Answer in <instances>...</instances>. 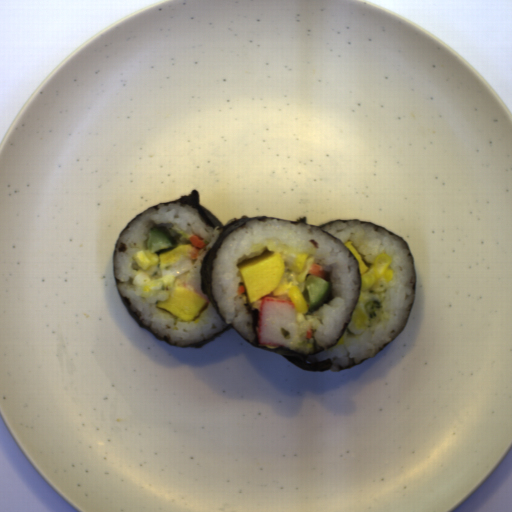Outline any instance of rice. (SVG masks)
<instances>
[{
	"mask_svg": "<svg viewBox=\"0 0 512 512\" xmlns=\"http://www.w3.org/2000/svg\"><path fill=\"white\" fill-rule=\"evenodd\" d=\"M322 231H327L343 244L350 241L358 250L366 269L372 262L382 255L390 258L389 268L393 271L390 282L381 280L386 289L383 292L364 293L368 300L360 302L358 298L356 308H362L367 320L366 328L354 329L352 318L342 334V343L319 354H315L318 361L331 359V370L339 366H347L352 358L359 361L378 352L384 342L401 331L409 313L408 306L413 299V284L410 283L412 275V262L408 256L409 251L400 239L385 233L382 230L374 231L369 224L349 221L348 223L335 222L326 225Z\"/></svg>",
	"mask_w": 512,
	"mask_h": 512,
	"instance_id": "3",
	"label": "rice"
},
{
	"mask_svg": "<svg viewBox=\"0 0 512 512\" xmlns=\"http://www.w3.org/2000/svg\"><path fill=\"white\" fill-rule=\"evenodd\" d=\"M153 226L166 228L175 241V245L192 244L191 236L201 238L206 244L204 249L212 248L222 230L207 227L194 208L181 207L180 204L161 206L153 209L133 221L126 229L122 241L126 251L117 254L116 277L123 282L118 284L120 292L130 298L133 308L141 312L145 326L151 325L152 332L160 337L168 336L171 343L181 346L203 341L220 332L225 323L219 318L209 296L201 289L200 269L202 262L194 269V288L202 294L207 303L194 320H177L172 313L156 304L168 299L171 288H165L154 295L140 294L133 284L139 263L133 257L138 251L147 250L148 236Z\"/></svg>",
	"mask_w": 512,
	"mask_h": 512,
	"instance_id": "2",
	"label": "rice"
},
{
	"mask_svg": "<svg viewBox=\"0 0 512 512\" xmlns=\"http://www.w3.org/2000/svg\"><path fill=\"white\" fill-rule=\"evenodd\" d=\"M267 240L281 242L302 252L314 249V265L323 266L321 279L331 283V287L314 307L310 305L304 314L296 313L300 332L298 348L307 353V332L313 333L319 346L327 348V344L337 340L342 327L350 320L357 298L358 265L339 243L324 232L310 233L304 225L252 220L227 237L217 252L211 273L212 293L223 316L235 324L241 335L253 341L251 316L247 315L238 292L243 283L238 269L241 261L264 254L265 246L252 248Z\"/></svg>",
	"mask_w": 512,
	"mask_h": 512,
	"instance_id": "1",
	"label": "rice"
}]
</instances>
